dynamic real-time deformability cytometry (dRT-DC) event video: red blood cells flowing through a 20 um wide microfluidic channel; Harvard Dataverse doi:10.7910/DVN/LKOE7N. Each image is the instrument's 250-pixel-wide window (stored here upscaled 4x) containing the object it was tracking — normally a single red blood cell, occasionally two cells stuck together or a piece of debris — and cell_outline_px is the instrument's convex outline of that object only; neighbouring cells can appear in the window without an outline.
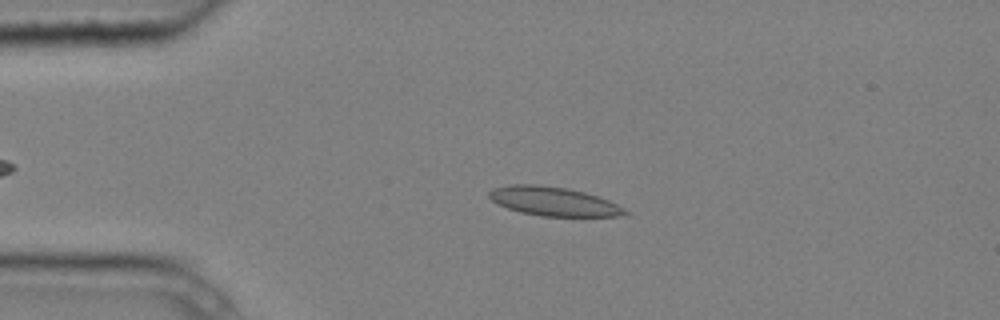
{"species": "common noctule bat (a hibernating species)", "species_latin": "Nyctalus noctula", "temperature_condition": "cold", "stored_images_in_passage": 3, "camera_frame_rate_fps": 3000, "um_per_image_px": 0.085, "animal": {"sex": "male", "body_mass_g": 20.4}, "frame": {"image": 1, "passage_image": 2, "time_ms": 0.333, "image_size_px": [1000, 320], "cell_outline_px": [[632, 212], [628, 216], [540, 216], [520, 212], [496, 204], [488, 196], [488, 192], [492, 188], [512, 184], [540, 184], [568, 188], [584, 192], [608, 200]], "centroid_in_image_um": [47.06, 17.11], "position_along_channel_um": 37.9, "area_um2": 23.18}}